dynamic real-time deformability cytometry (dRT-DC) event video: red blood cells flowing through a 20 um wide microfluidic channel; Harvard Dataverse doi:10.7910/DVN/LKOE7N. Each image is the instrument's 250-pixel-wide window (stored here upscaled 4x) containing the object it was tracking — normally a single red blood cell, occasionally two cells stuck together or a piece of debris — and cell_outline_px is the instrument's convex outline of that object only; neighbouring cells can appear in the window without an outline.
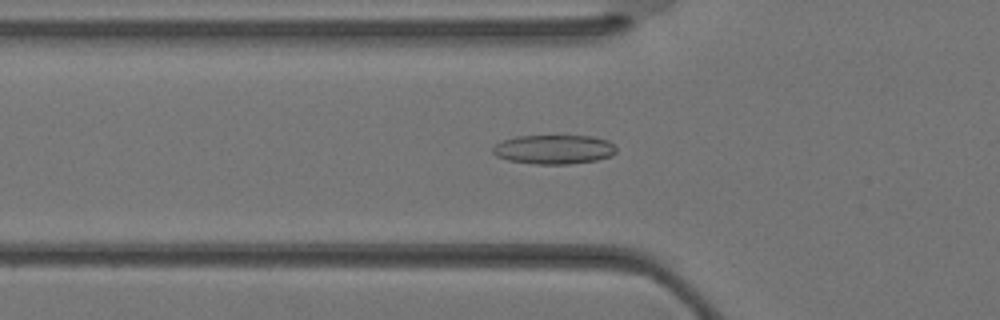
{"species": "Egyptian fruit bat (a non-hibernating species)", "species_latin": "Rousettus aegyptiacus", "temperature_condition": "warm", "stored_images_in_passage": 35, "camera_frame_rate_fps": 3000, "um_per_image_px": 0.085, "animal": {"sex": "female"}, "frame": {"image": 1, "passage_image": 11, "time_ms": 3.333, "image_size_px": [1000, 320], "cell_outline_px": [[616, 152], [612, 156], [596, 160], [568, 164], [536, 164], [508, 160], [496, 156], [492, 152], [492, 148], [496, 144], [504, 140], [516, 136], [592, 136], [608, 140], [616, 148]], "centroid_in_image_um": [47.09, 12.7], "position_along_channel_um": 78.7, "area_um2": 20.98}}
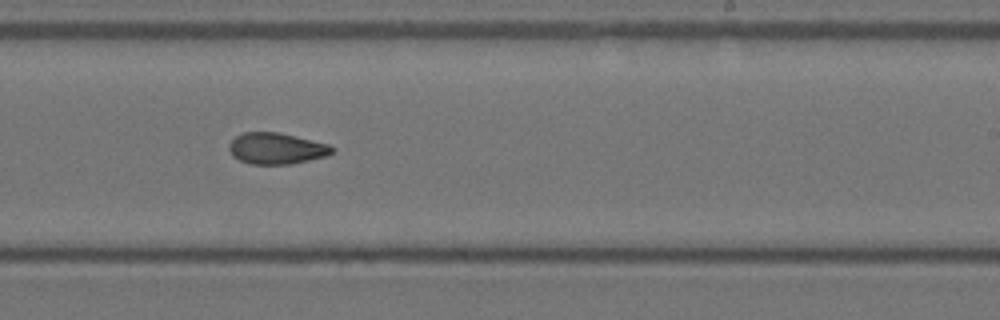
{"frame": {"image": 2, "passage_image": 21, "time_ms": 6.667, "image_size_px": [1000, 320], "cell_outline_px": [[332, 152], [328, 156], [292, 164], [252, 164], [240, 160], [232, 156], [228, 148], [228, 144], [236, 136], [244, 132], [280, 132], [328, 144], [332, 148]], "centroid_in_image_um": [23.47, 12.62], "position_along_channel_um": 265.5, "area_um2": 18.79}}
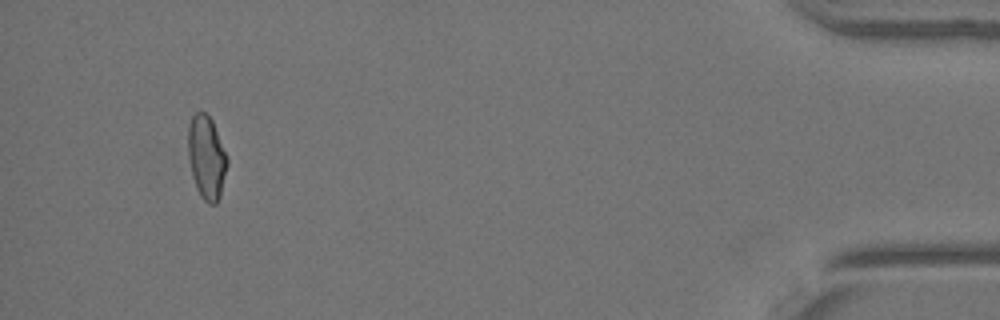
{"frame": {"image": 3, "passage_image": 33, "time_ms": 10.667, "image_size_px": [1000, 320], "cell_outline_px": [[228, 164], [220, 196], [216, 204], [208, 204], [200, 196], [196, 188], [192, 176], [188, 160], [188, 124], [192, 116], [196, 112], [204, 112], [212, 120], [228, 156]], "centroid_in_image_um": [17.55, 13.39], "position_along_channel_um": 417.6, "area_um2": 19.31}}